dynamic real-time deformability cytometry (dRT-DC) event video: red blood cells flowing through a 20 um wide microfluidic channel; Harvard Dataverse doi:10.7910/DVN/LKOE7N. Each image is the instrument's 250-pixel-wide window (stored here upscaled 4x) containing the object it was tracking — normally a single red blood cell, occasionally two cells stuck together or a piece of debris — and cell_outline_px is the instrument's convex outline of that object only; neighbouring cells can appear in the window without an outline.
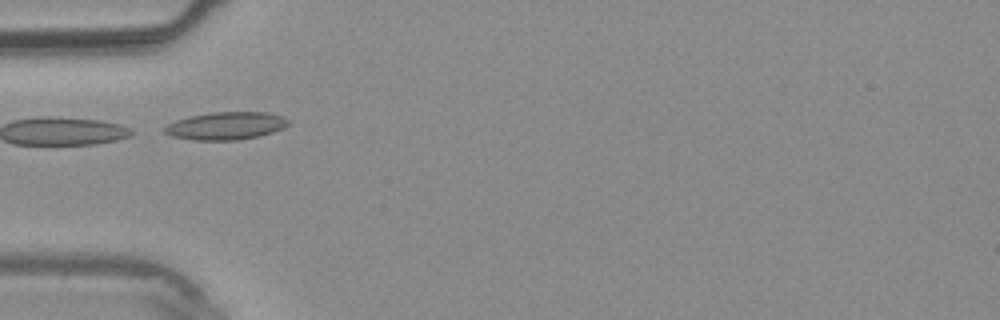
{"species": "common noctule bat (a hibernating species)", "species_latin": "Nyctalus noctula", "temperature_condition": "warm", "stored_images_in_passage": 35, "camera_frame_rate_fps": 3000, "um_per_image_px": 0.085, "animal": {"sex": "male", "body_mass_g": 20.4}, "frame": {"image": 1, "passage_image": 10, "time_ms": 3.0, "image_size_px": [1000, 320], "cell_outline_px": [[288, 124], [284, 128], [260, 136], [240, 140], [192, 140], [172, 136], [164, 132], [164, 128], [168, 124], [176, 120], [192, 116], [212, 112], [268, 112], [284, 116], [288, 120]], "centroid_in_image_um": [19.23, 10.7], "position_along_channel_um": 65.8, "area_um2": 20.0}}
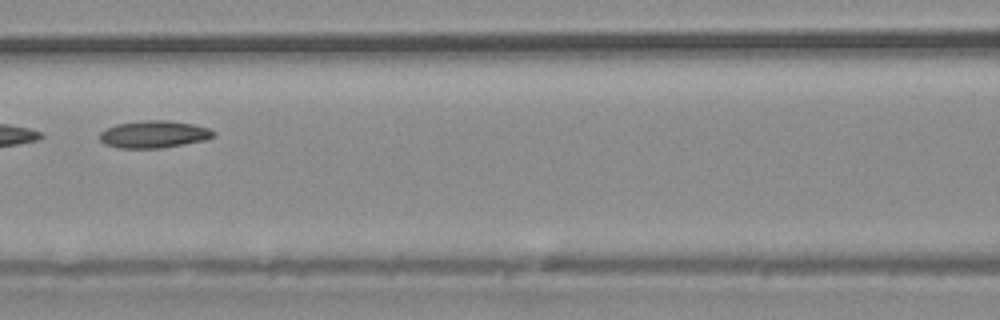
{"frame": {"image": 2, "passage_image": 15, "time_ms": 4.667, "image_size_px": [1000, 320], "cell_outline_px": [[216, 136], [204, 140], [160, 148], [120, 148], [104, 144], [100, 140], [100, 132], [116, 124], [144, 120], [168, 120], [192, 124], [208, 128], [216, 132]], "centroid_in_image_um": [13.08, 11.41], "position_along_channel_um": 153.5, "area_um2": 17.98}}
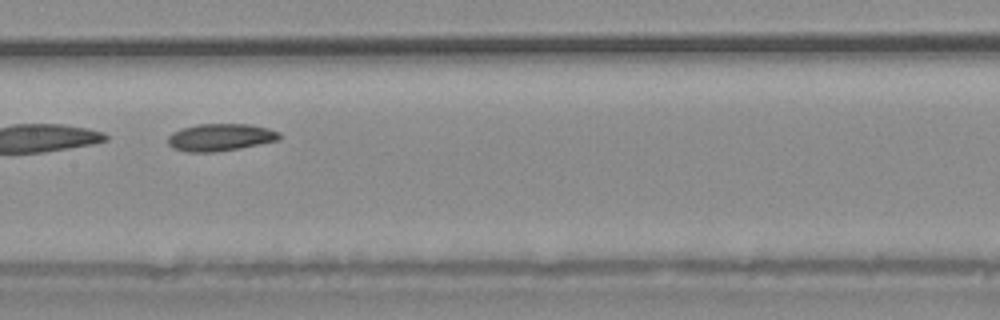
{"frame": {"image": 3, "passage_image": 17, "time_ms": 5.333, "image_size_px": [1000, 320], "cell_outline_px": [[280, 140], [240, 148], [216, 152], [184, 152], [172, 148], [168, 144], [168, 136], [172, 132], [180, 128], [196, 124], [248, 124], [268, 128], [280, 132]], "centroid_in_image_um": [18.7, 11.67], "position_along_channel_um": 188.7, "area_um2": 17.98}}